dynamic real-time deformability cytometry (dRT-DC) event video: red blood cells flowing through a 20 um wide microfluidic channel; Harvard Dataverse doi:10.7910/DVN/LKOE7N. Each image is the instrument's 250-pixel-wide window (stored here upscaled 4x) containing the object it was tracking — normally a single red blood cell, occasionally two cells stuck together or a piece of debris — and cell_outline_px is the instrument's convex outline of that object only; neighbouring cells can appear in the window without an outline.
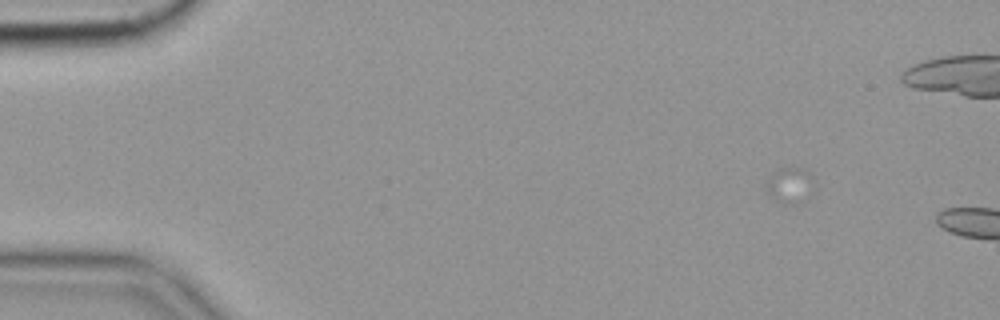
{"species": "common noctule bat (a hibernating species)", "species_latin": "Nyctalus noctula", "temperature_condition": "cold", "stored_images_in_passage": 5, "segment_of_instrument_passage": [1, 2], "camera_frame_rate_fps": 3000, "um_per_image_px": 0.085, "animal": {"sex": "female", "body_mass_g": 19.9}, "frame": {"image": 1, "passage_image": 2, "time_ms": 0.333, "image_size_px": [1000, 320], "cell_outline_px": [[816, 192], [804, 204], [780, 204], [768, 192], [768, 180], [780, 168], [804, 168], [812, 176]], "centroid_in_image_um": [67.29, 15.81], "position_along_channel_um": 17.7, "area_um2": 10.23}}